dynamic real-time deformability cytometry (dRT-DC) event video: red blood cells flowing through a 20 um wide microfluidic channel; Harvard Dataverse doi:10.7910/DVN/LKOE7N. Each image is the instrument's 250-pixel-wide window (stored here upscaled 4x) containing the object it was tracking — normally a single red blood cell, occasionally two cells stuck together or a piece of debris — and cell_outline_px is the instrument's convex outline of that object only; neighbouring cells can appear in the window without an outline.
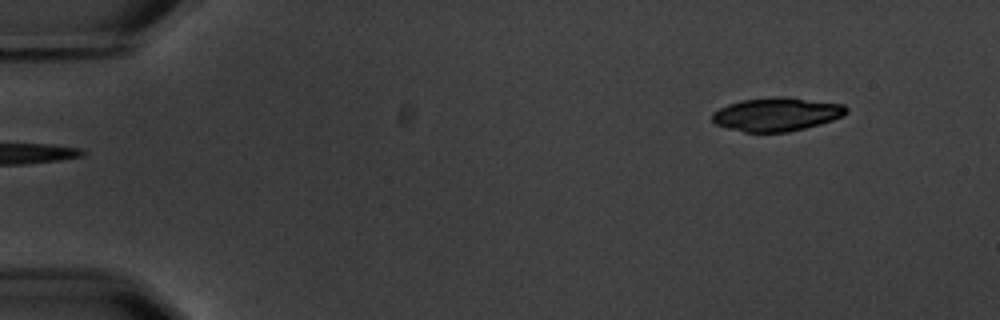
{"species": "common noctule bat (a hibernating species)", "species_latin": "Nyctalus noctula", "temperature_condition": "warm", "stored_images_in_passage": 5, "segment_of_instrument_passage": [2, 2], "camera_frame_rate_fps": 3000, "um_per_image_px": 0.085, "animal": {"sex": "male", "body_mass_g": 20.1, "forearm_length_mm": 53.5}, "frame": {"image": 1, "passage_image": 5, "time_ms": 6.0, "image_size_px": [1000, 320], "cell_outline_px": [[848, 112], [844, 116], [820, 124], [788, 132], [744, 132], [728, 128], [716, 124], [712, 120], [712, 112], [728, 104], [740, 100], [772, 96], [784, 96], [844, 104], [848, 108]], "centroid_in_image_um": [66.03, 9.7], "position_along_channel_um": 19.0, "area_um2": 26.41}}